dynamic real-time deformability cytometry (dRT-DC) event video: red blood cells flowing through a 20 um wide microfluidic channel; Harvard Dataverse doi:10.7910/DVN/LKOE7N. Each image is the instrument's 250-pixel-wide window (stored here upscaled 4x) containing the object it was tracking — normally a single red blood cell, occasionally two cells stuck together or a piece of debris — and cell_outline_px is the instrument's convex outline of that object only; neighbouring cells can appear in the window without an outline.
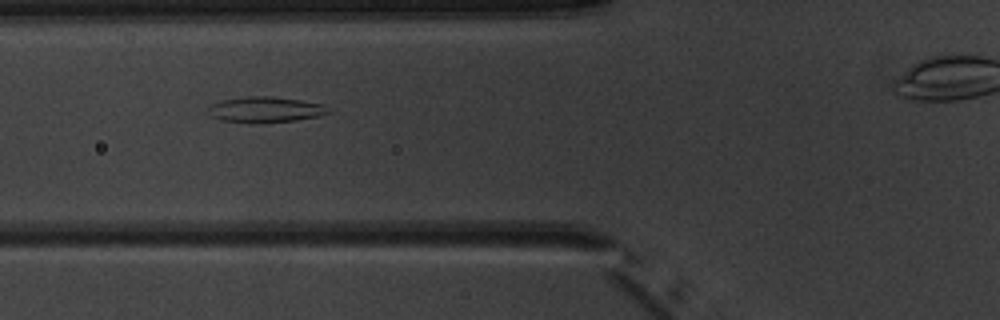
{"species": "common noctule bat (a hibernating species)", "species_latin": "Nyctalus noctula", "temperature_condition": "warm", "stored_images_in_passage": 7, "camera_frame_rate_fps": 3000, "um_per_image_px": 0.085, "animal": {"sex": "male", "body_mass_g": 20.1, "forearm_length_mm": 53.5}, "frame": {"image": 1, "passage_image": 6, "time_ms": 6.0, "image_size_px": [1000, 320], "cell_outline_px": [[328, 112], [320, 116], [296, 120], [248, 124], [220, 120], [212, 116], [208, 108], [212, 104], [224, 100], [248, 96], [272, 96], [300, 100], [324, 104], [328, 108]], "centroid_in_image_um": [22.56, 9.33], "position_along_channel_um": 103.2, "area_um2": 17.98}}